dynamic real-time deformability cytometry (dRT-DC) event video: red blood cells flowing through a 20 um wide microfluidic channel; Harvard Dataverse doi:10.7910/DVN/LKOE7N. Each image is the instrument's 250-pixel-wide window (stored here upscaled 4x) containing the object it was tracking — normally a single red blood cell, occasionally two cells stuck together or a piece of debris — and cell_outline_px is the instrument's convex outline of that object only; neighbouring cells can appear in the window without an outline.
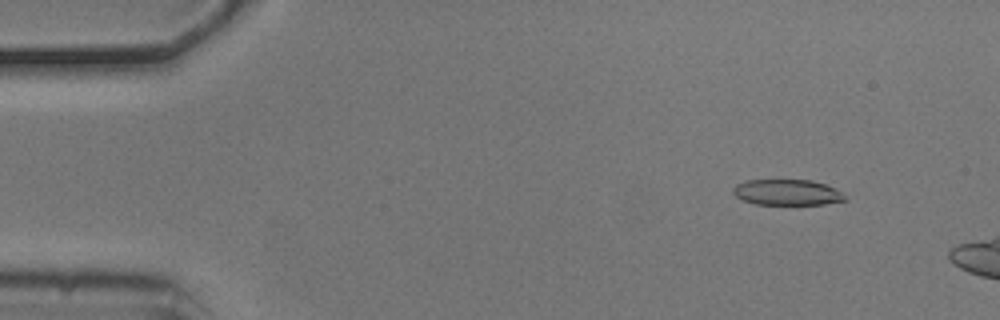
{"species": "common noctule bat (a hibernating species)", "species_latin": "Nyctalus noctula", "temperature_condition": "cold", "stored_images_in_passage": 13, "camera_frame_rate_fps": 3000, "um_per_image_px": 0.085, "animal": {"sex": "male", "body_mass_g": 20.5, "forearm_length_mm": 52.5}, "frame": {"image": 1, "passage_image": 6, "time_ms": 1.667, "image_size_px": [1000, 320], "cell_outline_px": [[848, 200], [824, 204], [756, 204], [744, 200], [736, 196], [732, 192], [732, 188], [736, 184], [744, 180], [812, 180], [824, 184], [840, 192]], "centroid_in_image_um": [66.86, 16.34], "position_along_channel_um": 18.1, "area_um2": 16.65}}